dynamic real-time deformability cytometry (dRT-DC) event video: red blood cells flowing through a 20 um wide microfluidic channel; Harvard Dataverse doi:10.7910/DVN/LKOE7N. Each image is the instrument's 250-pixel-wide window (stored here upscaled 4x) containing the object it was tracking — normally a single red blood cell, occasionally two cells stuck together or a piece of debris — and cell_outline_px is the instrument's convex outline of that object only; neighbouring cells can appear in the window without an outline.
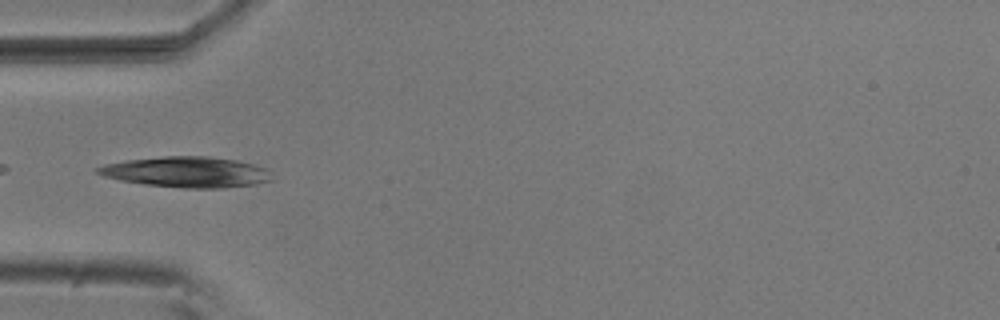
{"species": "common noctule bat (a hibernating species)", "species_latin": "Nyctalus noctula", "temperature_condition": "room temperature", "stored_images_in_passage": 3, "camera_frame_rate_fps": 3000, "um_per_image_px": 0.085, "animal": {"sex": "male", "body_mass_g": 20.5, "forearm_length_mm": 52.5}, "frame": {"image": 1, "passage_image": 3, "time_ms": 0.667, "image_size_px": [1000, 320], "cell_outline_px": [[272, 180], [256, 184], [224, 188], [184, 188], [144, 184], [120, 180], [104, 176], [96, 172], [96, 168], [108, 164], [128, 160], [164, 156], [208, 156], [236, 160], [252, 164], [264, 168], [268, 172]], "centroid_in_image_um": [15.87, 14.63], "position_along_channel_um": 69.1, "area_um2": 30.75}}